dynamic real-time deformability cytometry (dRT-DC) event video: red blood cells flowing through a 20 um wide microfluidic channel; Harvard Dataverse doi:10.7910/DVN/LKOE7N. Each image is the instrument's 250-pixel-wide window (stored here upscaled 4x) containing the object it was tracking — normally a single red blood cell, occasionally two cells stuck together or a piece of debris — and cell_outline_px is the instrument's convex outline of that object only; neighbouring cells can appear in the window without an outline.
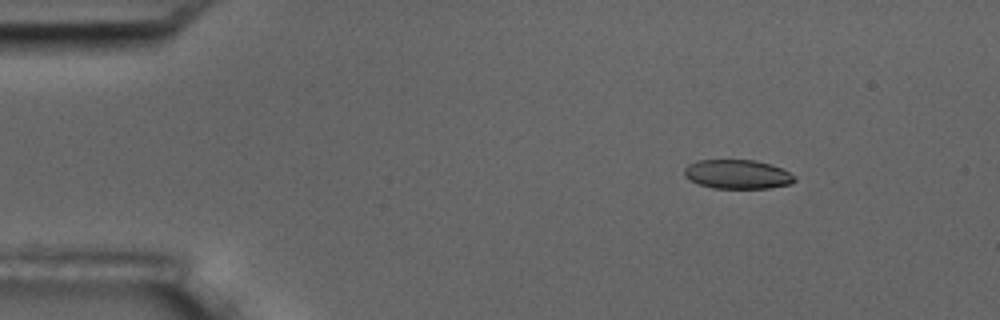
{"species": "common noctule bat (a hibernating species)", "species_latin": "Nyctalus noctula", "temperature_condition": "room temperature", "stored_images_in_passage": 7, "camera_frame_rate_fps": 3000, "um_per_image_px": 0.085, "animal": {"sex": "male", "body_mass_g": 17.5, "forearm_length_mm": 52.3}, "frame": {"image": 1, "passage_image": 3, "time_ms": 2.333, "image_size_px": [1000, 320], "cell_outline_px": [[796, 180], [792, 184], [768, 188], [712, 188], [700, 184], [684, 176], [684, 168], [688, 164], [696, 160], [756, 160], [780, 168], [796, 176]], "centroid_in_image_um": [62.68, 14.81], "position_along_channel_um": 22.3, "area_um2": 18.67}}
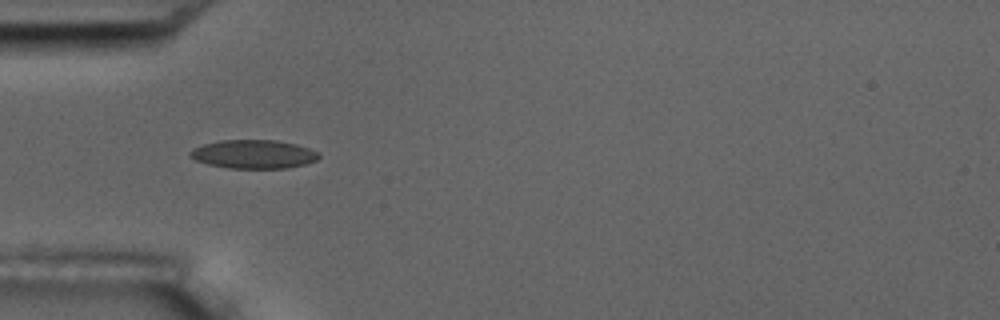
{"frame": {"image": 2, "passage_image": 6, "time_ms": 5.667, "image_size_px": [1000, 320], "cell_outline_px": [[320, 156], [316, 160], [304, 164], [288, 168], [228, 168], [208, 164], [196, 160], [188, 156], [188, 152], [192, 148], [204, 144], [220, 140], [276, 140], [296, 144], [308, 148], [316, 152]], "centroid_in_image_um": [21.51, 13.1], "position_along_channel_um": 63.5, "area_um2": 21.44}}